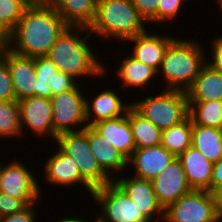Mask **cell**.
<instances>
[{"label": "cell", "instance_id": "cell-1", "mask_svg": "<svg viewBox=\"0 0 222 222\" xmlns=\"http://www.w3.org/2000/svg\"><path fill=\"white\" fill-rule=\"evenodd\" d=\"M90 37L93 36L89 28L68 26L46 56L55 64L57 70L71 75L80 83L83 80L86 82L85 79H88L87 82L96 78L99 79L98 81L104 77L109 79L110 64L107 62L105 64L101 60L102 55L97 49L95 51Z\"/></svg>", "mask_w": 222, "mask_h": 222}, {"label": "cell", "instance_id": "cell-2", "mask_svg": "<svg viewBox=\"0 0 222 222\" xmlns=\"http://www.w3.org/2000/svg\"><path fill=\"white\" fill-rule=\"evenodd\" d=\"M67 27L50 5H29L9 34L8 49L25 57L46 56Z\"/></svg>", "mask_w": 222, "mask_h": 222}, {"label": "cell", "instance_id": "cell-3", "mask_svg": "<svg viewBox=\"0 0 222 222\" xmlns=\"http://www.w3.org/2000/svg\"><path fill=\"white\" fill-rule=\"evenodd\" d=\"M206 51L199 39L177 36L168 46L158 71L159 88L186 92L206 64ZM160 83L164 86L160 87Z\"/></svg>", "mask_w": 222, "mask_h": 222}, {"label": "cell", "instance_id": "cell-4", "mask_svg": "<svg viewBox=\"0 0 222 222\" xmlns=\"http://www.w3.org/2000/svg\"><path fill=\"white\" fill-rule=\"evenodd\" d=\"M149 27L131 0H99L89 32L99 42L105 39L118 41L117 44L144 33Z\"/></svg>", "mask_w": 222, "mask_h": 222}, {"label": "cell", "instance_id": "cell-5", "mask_svg": "<svg viewBox=\"0 0 222 222\" xmlns=\"http://www.w3.org/2000/svg\"><path fill=\"white\" fill-rule=\"evenodd\" d=\"M155 89L157 93L140 96L132 106L161 131L184 121L189 114L187 94L179 90Z\"/></svg>", "mask_w": 222, "mask_h": 222}, {"label": "cell", "instance_id": "cell-6", "mask_svg": "<svg viewBox=\"0 0 222 222\" xmlns=\"http://www.w3.org/2000/svg\"><path fill=\"white\" fill-rule=\"evenodd\" d=\"M53 143L63 153L70 155L77 162L81 177L93 189L113 181L100 167L97 159L92 154L87 137V126L81 131L60 133Z\"/></svg>", "mask_w": 222, "mask_h": 222}, {"label": "cell", "instance_id": "cell-7", "mask_svg": "<svg viewBox=\"0 0 222 222\" xmlns=\"http://www.w3.org/2000/svg\"><path fill=\"white\" fill-rule=\"evenodd\" d=\"M91 198L93 213L98 210L94 207L100 208L94 217L97 222H150L114 181L94 189Z\"/></svg>", "mask_w": 222, "mask_h": 222}, {"label": "cell", "instance_id": "cell-8", "mask_svg": "<svg viewBox=\"0 0 222 222\" xmlns=\"http://www.w3.org/2000/svg\"><path fill=\"white\" fill-rule=\"evenodd\" d=\"M84 84L86 83H79L74 89L51 96L53 142L60 133L81 131L87 126L85 109L87 86Z\"/></svg>", "mask_w": 222, "mask_h": 222}, {"label": "cell", "instance_id": "cell-9", "mask_svg": "<svg viewBox=\"0 0 222 222\" xmlns=\"http://www.w3.org/2000/svg\"><path fill=\"white\" fill-rule=\"evenodd\" d=\"M12 159L8 158L10 162L7 159L4 162V159H2L0 192L13 198H19L26 205L43 199L42 180H38L41 177H38L32 168H28L29 166L24 163L25 161H19L20 159L16 156Z\"/></svg>", "mask_w": 222, "mask_h": 222}, {"label": "cell", "instance_id": "cell-10", "mask_svg": "<svg viewBox=\"0 0 222 222\" xmlns=\"http://www.w3.org/2000/svg\"><path fill=\"white\" fill-rule=\"evenodd\" d=\"M215 200L207 190H194L164 209L163 222H216Z\"/></svg>", "mask_w": 222, "mask_h": 222}, {"label": "cell", "instance_id": "cell-11", "mask_svg": "<svg viewBox=\"0 0 222 222\" xmlns=\"http://www.w3.org/2000/svg\"><path fill=\"white\" fill-rule=\"evenodd\" d=\"M55 147V151L51 147L52 151L49 157H46L45 163H42L44 167L42 168L44 171H42L43 181H46L45 183H48L50 187L58 186L60 188L62 186L61 189L65 190L66 188L74 189L77 186L78 189L80 187V192L88 193L90 198L94 189L81 177L77 162L70 155L63 153L56 145Z\"/></svg>", "mask_w": 222, "mask_h": 222}, {"label": "cell", "instance_id": "cell-12", "mask_svg": "<svg viewBox=\"0 0 222 222\" xmlns=\"http://www.w3.org/2000/svg\"><path fill=\"white\" fill-rule=\"evenodd\" d=\"M18 103L22 138L26 137L27 132H30L33 137H39V141L50 137V140H52L50 142L53 144L51 99L31 96L19 100Z\"/></svg>", "mask_w": 222, "mask_h": 222}, {"label": "cell", "instance_id": "cell-13", "mask_svg": "<svg viewBox=\"0 0 222 222\" xmlns=\"http://www.w3.org/2000/svg\"><path fill=\"white\" fill-rule=\"evenodd\" d=\"M113 181L136 203L150 222H163L164 208L158 202L151 180L137 178L127 171Z\"/></svg>", "mask_w": 222, "mask_h": 222}, {"label": "cell", "instance_id": "cell-14", "mask_svg": "<svg viewBox=\"0 0 222 222\" xmlns=\"http://www.w3.org/2000/svg\"><path fill=\"white\" fill-rule=\"evenodd\" d=\"M104 89L105 90L99 88V93L97 94L94 91H89L88 95L90 96L85 95L86 120L88 126H92L100 121L122 117L132 105V99L127 102L123 100L124 93L118 92L119 90H116V87L112 88V86H109V88L104 87Z\"/></svg>", "mask_w": 222, "mask_h": 222}, {"label": "cell", "instance_id": "cell-15", "mask_svg": "<svg viewBox=\"0 0 222 222\" xmlns=\"http://www.w3.org/2000/svg\"><path fill=\"white\" fill-rule=\"evenodd\" d=\"M154 32L149 28V31L146 30L142 34L129 38L126 40V43H123V45L125 47L127 46L126 44H131V48L125 50V52H129L133 58L150 66L158 72L168 46L177 37L176 35L172 36V34L166 30L165 32L168 34L163 33L161 35L158 31L157 33L156 31Z\"/></svg>", "mask_w": 222, "mask_h": 222}, {"label": "cell", "instance_id": "cell-16", "mask_svg": "<svg viewBox=\"0 0 222 222\" xmlns=\"http://www.w3.org/2000/svg\"><path fill=\"white\" fill-rule=\"evenodd\" d=\"M176 158L161 144L153 147L135 149L128 159V173L146 179H155ZM131 165V166H130ZM130 168V169H129ZM133 170V172H132Z\"/></svg>", "mask_w": 222, "mask_h": 222}, {"label": "cell", "instance_id": "cell-17", "mask_svg": "<svg viewBox=\"0 0 222 222\" xmlns=\"http://www.w3.org/2000/svg\"><path fill=\"white\" fill-rule=\"evenodd\" d=\"M122 54L123 58L121 56ZM117 59L119 60L116 61L121 62H116L117 65L114 66L115 71H113V74H116L115 77L118 76L116 78L120 83L122 82L120 85L121 92L127 89L130 92L133 90L134 92L132 93H135L136 89L140 94L139 90H147L146 88L150 86L155 88L154 83L158 81V72L155 69L136 60L129 53L124 55V51L120 54V58Z\"/></svg>", "mask_w": 222, "mask_h": 222}, {"label": "cell", "instance_id": "cell-18", "mask_svg": "<svg viewBox=\"0 0 222 222\" xmlns=\"http://www.w3.org/2000/svg\"><path fill=\"white\" fill-rule=\"evenodd\" d=\"M152 184L158 202L164 209L192 190L177 157L152 180Z\"/></svg>", "mask_w": 222, "mask_h": 222}, {"label": "cell", "instance_id": "cell-19", "mask_svg": "<svg viewBox=\"0 0 222 222\" xmlns=\"http://www.w3.org/2000/svg\"><path fill=\"white\" fill-rule=\"evenodd\" d=\"M6 62L16 100L34 96L37 89L34 57H25L6 48Z\"/></svg>", "mask_w": 222, "mask_h": 222}, {"label": "cell", "instance_id": "cell-20", "mask_svg": "<svg viewBox=\"0 0 222 222\" xmlns=\"http://www.w3.org/2000/svg\"><path fill=\"white\" fill-rule=\"evenodd\" d=\"M87 137L92 154L100 167L114 179L128 169V159L111 143L104 139L92 126L87 125Z\"/></svg>", "mask_w": 222, "mask_h": 222}, {"label": "cell", "instance_id": "cell-21", "mask_svg": "<svg viewBox=\"0 0 222 222\" xmlns=\"http://www.w3.org/2000/svg\"><path fill=\"white\" fill-rule=\"evenodd\" d=\"M191 189L211 192L213 163L199 150L190 146L178 157Z\"/></svg>", "mask_w": 222, "mask_h": 222}, {"label": "cell", "instance_id": "cell-22", "mask_svg": "<svg viewBox=\"0 0 222 222\" xmlns=\"http://www.w3.org/2000/svg\"><path fill=\"white\" fill-rule=\"evenodd\" d=\"M92 127L127 159L132 156L136 147L127 112L122 117L100 121Z\"/></svg>", "mask_w": 222, "mask_h": 222}, {"label": "cell", "instance_id": "cell-23", "mask_svg": "<svg viewBox=\"0 0 222 222\" xmlns=\"http://www.w3.org/2000/svg\"><path fill=\"white\" fill-rule=\"evenodd\" d=\"M49 5L68 26L89 28L96 16V0H52Z\"/></svg>", "mask_w": 222, "mask_h": 222}, {"label": "cell", "instance_id": "cell-24", "mask_svg": "<svg viewBox=\"0 0 222 222\" xmlns=\"http://www.w3.org/2000/svg\"><path fill=\"white\" fill-rule=\"evenodd\" d=\"M186 94L188 102L222 100V73L206 63Z\"/></svg>", "mask_w": 222, "mask_h": 222}, {"label": "cell", "instance_id": "cell-25", "mask_svg": "<svg viewBox=\"0 0 222 222\" xmlns=\"http://www.w3.org/2000/svg\"><path fill=\"white\" fill-rule=\"evenodd\" d=\"M127 117L132 129L136 149L161 144L162 131L141 115L132 105L127 110Z\"/></svg>", "mask_w": 222, "mask_h": 222}, {"label": "cell", "instance_id": "cell-26", "mask_svg": "<svg viewBox=\"0 0 222 222\" xmlns=\"http://www.w3.org/2000/svg\"><path fill=\"white\" fill-rule=\"evenodd\" d=\"M192 146L216 163L222 154V129L192 125Z\"/></svg>", "mask_w": 222, "mask_h": 222}, {"label": "cell", "instance_id": "cell-27", "mask_svg": "<svg viewBox=\"0 0 222 222\" xmlns=\"http://www.w3.org/2000/svg\"><path fill=\"white\" fill-rule=\"evenodd\" d=\"M161 145L178 157L192 146V121L188 116L179 124L162 131Z\"/></svg>", "mask_w": 222, "mask_h": 222}, {"label": "cell", "instance_id": "cell-28", "mask_svg": "<svg viewBox=\"0 0 222 222\" xmlns=\"http://www.w3.org/2000/svg\"><path fill=\"white\" fill-rule=\"evenodd\" d=\"M192 125L222 129V100L188 102Z\"/></svg>", "mask_w": 222, "mask_h": 222}, {"label": "cell", "instance_id": "cell-29", "mask_svg": "<svg viewBox=\"0 0 222 222\" xmlns=\"http://www.w3.org/2000/svg\"><path fill=\"white\" fill-rule=\"evenodd\" d=\"M22 131L20 127L19 103L17 100L0 101V140L14 138L16 141L22 140ZM3 140V141H2Z\"/></svg>", "mask_w": 222, "mask_h": 222}, {"label": "cell", "instance_id": "cell-30", "mask_svg": "<svg viewBox=\"0 0 222 222\" xmlns=\"http://www.w3.org/2000/svg\"><path fill=\"white\" fill-rule=\"evenodd\" d=\"M29 5L26 0H0V26L8 35Z\"/></svg>", "mask_w": 222, "mask_h": 222}, {"label": "cell", "instance_id": "cell-31", "mask_svg": "<svg viewBox=\"0 0 222 222\" xmlns=\"http://www.w3.org/2000/svg\"><path fill=\"white\" fill-rule=\"evenodd\" d=\"M37 89H34V96L51 98L50 79L52 73L57 71L55 64L47 56L34 57Z\"/></svg>", "mask_w": 222, "mask_h": 222}, {"label": "cell", "instance_id": "cell-32", "mask_svg": "<svg viewBox=\"0 0 222 222\" xmlns=\"http://www.w3.org/2000/svg\"><path fill=\"white\" fill-rule=\"evenodd\" d=\"M185 1L189 4L188 1L190 0H161L158 5V27H162L165 25L166 27H168L166 22L173 24L177 21V18H179L180 20L181 17L179 15L182 16L181 10H183L184 7L188 6Z\"/></svg>", "mask_w": 222, "mask_h": 222}, {"label": "cell", "instance_id": "cell-33", "mask_svg": "<svg viewBox=\"0 0 222 222\" xmlns=\"http://www.w3.org/2000/svg\"><path fill=\"white\" fill-rule=\"evenodd\" d=\"M16 100L12 80L6 62V49L0 52V101Z\"/></svg>", "mask_w": 222, "mask_h": 222}, {"label": "cell", "instance_id": "cell-34", "mask_svg": "<svg viewBox=\"0 0 222 222\" xmlns=\"http://www.w3.org/2000/svg\"><path fill=\"white\" fill-rule=\"evenodd\" d=\"M139 15L149 25L158 24V5L161 0H131Z\"/></svg>", "mask_w": 222, "mask_h": 222}, {"label": "cell", "instance_id": "cell-35", "mask_svg": "<svg viewBox=\"0 0 222 222\" xmlns=\"http://www.w3.org/2000/svg\"><path fill=\"white\" fill-rule=\"evenodd\" d=\"M80 82L69 74L55 71L51 75L49 89L51 96L62 93L64 91L74 89Z\"/></svg>", "mask_w": 222, "mask_h": 222}, {"label": "cell", "instance_id": "cell-36", "mask_svg": "<svg viewBox=\"0 0 222 222\" xmlns=\"http://www.w3.org/2000/svg\"><path fill=\"white\" fill-rule=\"evenodd\" d=\"M41 200L27 205L19 212L0 217V222H37L39 220V215H37L39 209L37 206L39 207Z\"/></svg>", "mask_w": 222, "mask_h": 222}, {"label": "cell", "instance_id": "cell-37", "mask_svg": "<svg viewBox=\"0 0 222 222\" xmlns=\"http://www.w3.org/2000/svg\"><path fill=\"white\" fill-rule=\"evenodd\" d=\"M216 36L212 37L209 42L211 47L208 48L210 51L207 54L206 63L222 73V36L219 34Z\"/></svg>", "mask_w": 222, "mask_h": 222}, {"label": "cell", "instance_id": "cell-38", "mask_svg": "<svg viewBox=\"0 0 222 222\" xmlns=\"http://www.w3.org/2000/svg\"><path fill=\"white\" fill-rule=\"evenodd\" d=\"M26 206L21 199L0 192V217L19 212Z\"/></svg>", "mask_w": 222, "mask_h": 222}, {"label": "cell", "instance_id": "cell-39", "mask_svg": "<svg viewBox=\"0 0 222 222\" xmlns=\"http://www.w3.org/2000/svg\"><path fill=\"white\" fill-rule=\"evenodd\" d=\"M222 188V162L213 163L211 177V193Z\"/></svg>", "mask_w": 222, "mask_h": 222}, {"label": "cell", "instance_id": "cell-40", "mask_svg": "<svg viewBox=\"0 0 222 222\" xmlns=\"http://www.w3.org/2000/svg\"><path fill=\"white\" fill-rule=\"evenodd\" d=\"M68 215L69 214H67L66 216L63 215L64 217L63 218L61 217V219L59 217V220H56L55 222H91V221L95 220V218H92V216L90 218L93 219V220L87 219L86 217H84V214H83V216H81V215L80 216H78V215L75 216L74 213H73L72 216H70V215L68 216ZM88 220H90V221H88Z\"/></svg>", "mask_w": 222, "mask_h": 222}, {"label": "cell", "instance_id": "cell-41", "mask_svg": "<svg viewBox=\"0 0 222 222\" xmlns=\"http://www.w3.org/2000/svg\"><path fill=\"white\" fill-rule=\"evenodd\" d=\"M214 200H215V209L218 218H222V188L216 190L213 193Z\"/></svg>", "mask_w": 222, "mask_h": 222}, {"label": "cell", "instance_id": "cell-42", "mask_svg": "<svg viewBox=\"0 0 222 222\" xmlns=\"http://www.w3.org/2000/svg\"><path fill=\"white\" fill-rule=\"evenodd\" d=\"M9 35L0 26V52L8 48Z\"/></svg>", "mask_w": 222, "mask_h": 222}, {"label": "cell", "instance_id": "cell-43", "mask_svg": "<svg viewBox=\"0 0 222 222\" xmlns=\"http://www.w3.org/2000/svg\"><path fill=\"white\" fill-rule=\"evenodd\" d=\"M30 5H49L52 0H26Z\"/></svg>", "mask_w": 222, "mask_h": 222}, {"label": "cell", "instance_id": "cell-44", "mask_svg": "<svg viewBox=\"0 0 222 222\" xmlns=\"http://www.w3.org/2000/svg\"><path fill=\"white\" fill-rule=\"evenodd\" d=\"M216 6L218 5V7L220 9H218L221 13H222V0H215Z\"/></svg>", "mask_w": 222, "mask_h": 222}, {"label": "cell", "instance_id": "cell-45", "mask_svg": "<svg viewBox=\"0 0 222 222\" xmlns=\"http://www.w3.org/2000/svg\"><path fill=\"white\" fill-rule=\"evenodd\" d=\"M0 158H1V156H0ZM2 160H0V177H1V170H2V163L3 162H1Z\"/></svg>", "mask_w": 222, "mask_h": 222}, {"label": "cell", "instance_id": "cell-46", "mask_svg": "<svg viewBox=\"0 0 222 222\" xmlns=\"http://www.w3.org/2000/svg\"><path fill=\"white\" fill-rule=\"evenodd\" d=\"M216 222H222V218H219Z\"/></svg>", "mask_w": 222, "mask_h": 222}]
</instances>
